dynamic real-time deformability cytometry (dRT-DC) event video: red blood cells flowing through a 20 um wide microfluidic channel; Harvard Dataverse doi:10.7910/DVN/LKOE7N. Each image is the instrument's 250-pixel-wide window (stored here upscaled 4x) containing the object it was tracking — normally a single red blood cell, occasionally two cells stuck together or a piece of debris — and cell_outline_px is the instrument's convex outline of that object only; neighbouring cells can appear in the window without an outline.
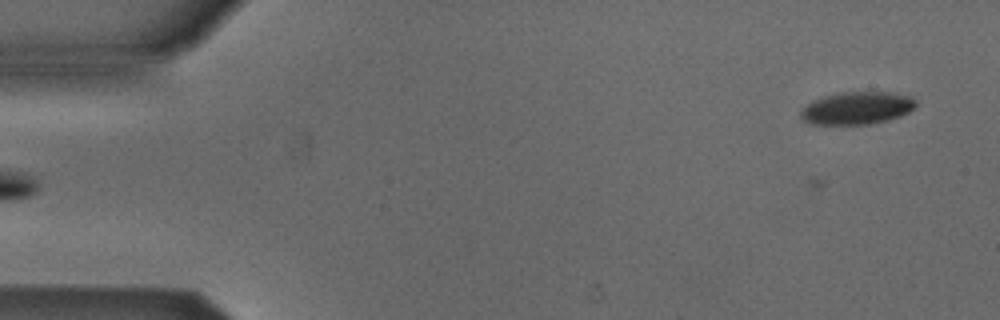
{"species": "Egyptian fruit bat (a non-hibernating species)", "species_latin": "Rousettus aegyptiacus", "temperature_condition": "cold", "stored_images_in_passage": 3, "camera_frame_rate_fps": 3000, "um_per_image_px": 0.085, "animal": {"sex": "male"}, "frame": {"image": 1, "passage_image": 3, "time_ms": 0.667, "image_size_px": [1000, 320], "cell_outline_px": [[916, 104], [908, 112], [900, 116], [888, 120], [868, 124], [808, 124], [800, 116], [800, 112], [812, 100], [824, 96], [840, 92], [892, 92], [912, 96], [916, 100]], "centroid_in_image_um": [72.85, 9.18], "position_along_channel_um": 12.2, "area_um2": 21.85}}